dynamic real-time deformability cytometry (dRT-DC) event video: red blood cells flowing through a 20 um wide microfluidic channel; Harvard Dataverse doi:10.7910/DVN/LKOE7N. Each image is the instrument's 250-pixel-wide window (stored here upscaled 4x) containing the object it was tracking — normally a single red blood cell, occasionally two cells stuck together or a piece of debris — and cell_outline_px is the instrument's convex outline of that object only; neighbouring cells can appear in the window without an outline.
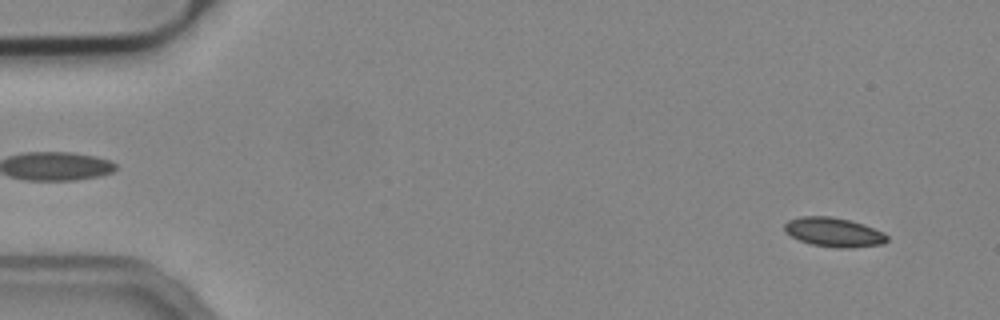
{"species": "common noctule bat (a hibernating species)", "species_latin": "Nyctalus noctula", "temperature_condition": "cold", "stored_images_in_passage": 55, "camera_frame_rate_fps": 3000, "um_per_image_px": 0.085, "animal": {"sex": "male", "body_mass_g": 19.2, "forearm_length_mm": 51.8}, "frame": {"image": 1, "passage_image": 4, "time_ms": 1.0, "image_size_px": [1000, 320], "cell_outline_px": [[888, 240], [884, 244], [852, 248], [836, 248], [812, 244], [800, 240], [784, 232], [784, 224], [788, 220], [800, 216], [828, 216], [852, 220], [864, 224], [884, 232], [888, 236]], "centroid_in_image_um": [70.9, 19.73], "position_along_channel_um": 14.1, "area_um2": 17.69}}
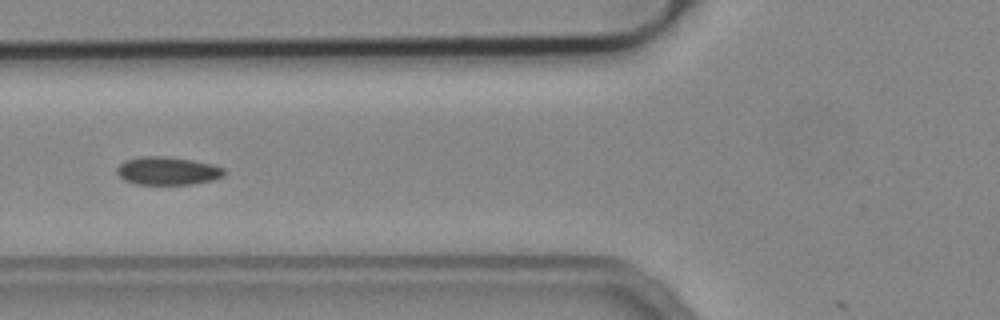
{"frame": {"image": 2, "passage_image": 21, "time_ms": 6.667, "image_size_px": [1000, 320], "cell_outline_px": [[224, 176], [212, 180], [192, 184], [136, 184], [124, 180], [116, 172], [116, 168], [124, 160], [140, 156], [164, 156], [192, 160], [212, 164], [224, 168]], "centroid_in_image_um": [14.22, 14.52], "position_along_channel_um": 111.6, "area_um2": 17.57}}
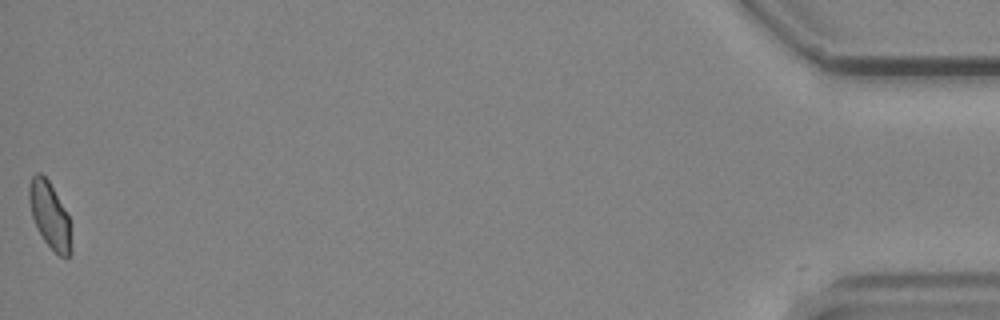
{"frame": {"image": 3, "passage_image": 54, "time_ms": 17.667, "image_size_px": [1000, 320], "cell_outline_px": [[72, 252], [68, 256], [60, 256], [44, 240], [36, 228], [32, 216], [28, 200], [28, 188], [32, 176], [36, 172], [40, 172], [48, 180], [68, 216], [72, 248]], "centroid_in_image_um": [4.2, 18.29], "position_along_channel_um": 431.0, "area_um2": 16.01}}